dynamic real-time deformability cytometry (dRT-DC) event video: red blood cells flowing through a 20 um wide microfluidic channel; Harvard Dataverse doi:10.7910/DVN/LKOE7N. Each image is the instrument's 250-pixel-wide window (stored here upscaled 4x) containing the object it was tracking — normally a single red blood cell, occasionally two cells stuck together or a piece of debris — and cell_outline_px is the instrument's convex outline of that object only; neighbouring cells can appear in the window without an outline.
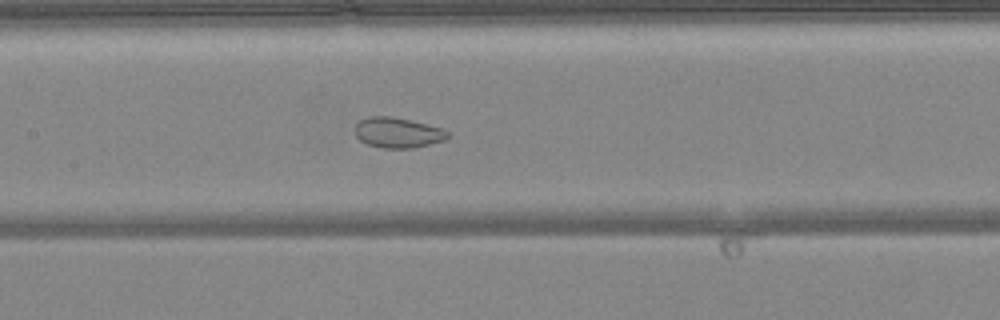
{"species": "common noctule bat (a hibernating species)", "species_latin": "Nyctalus noctula", "temperature_condition": "warm", "stored_images_in_passage": 50, "camera_frame_rate_fps": 3000, "um_per_image_px": 0.085, "animal": {"sex": "female", "body_mass_g": 24.6, "forearm_length_mm": 56.2}, "frame": {"image": 1, "passage_image": 24, "time_ms": 7.667, "image_size_px": [1000, 320], "cell_outline_px": [[448, 140], [412, 148], [380, 148], [368, 144], [360, 140], [356, 136], [356, 124], [360, 120], [368, 116], [388, 116], [408, 120], [444, 128], [448, 132]], "centroid_in_image_um": [33.83, 11.28], "position_along_channel_um": 173.6, "area_um2": 16.36}}
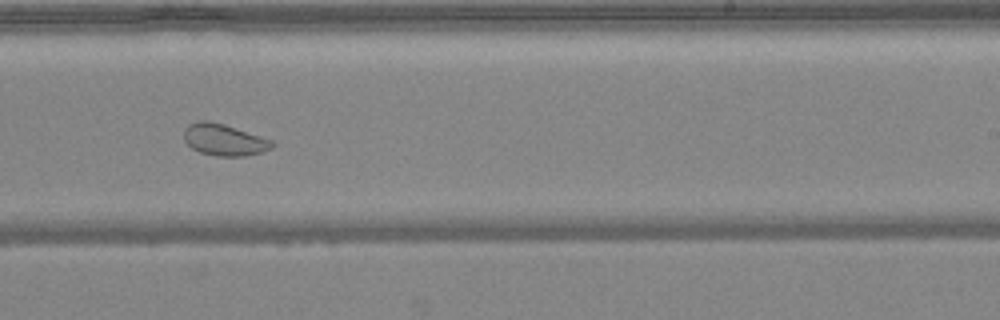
{"frame": {"image": 2, "passage_image": 31, "time_ms": 10.0, "image_size_px": [1000, 320], "cell_outline_px": [[276, 144], [272, 148], [260, 152], [244, 156], [216, 156], [200, 152], [192, 148], [184, 140], [184, 128], [188, 124], [200, 120], [208, 120], [224, 124], [272, 140]], "centroid_in_image_um": [19.03, 11.87], "position_along_channel_um": 270.0, "area_um2": 16.24}}
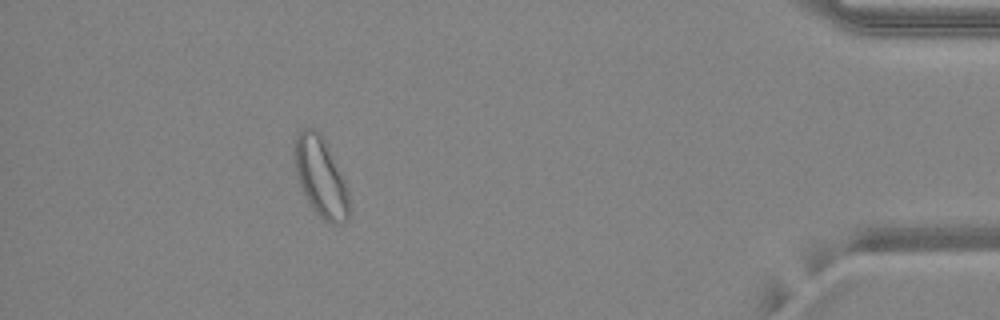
{"frame": {"image": 3, "passage_image": 45, "time_ms": 14.667, "image_size_px": [1000, 320], "cell_outline_px": [[348, 220], [344, 224], [328, 224], [312, 208], [300, 188], [296, 172], [292, 152], [296, 136], [300, 128], [316, 128], [320, 132], [348, 188]], "centroid_in_image_um": [27.22, 15.04], "position_along_channel_um": 408.0, "area_um2": 25.43}, "authors_computed_cell_mechanics": {"area_um2": 23.1778, "velocity_mm_per_s": 4.1512, "shape_relaxation_time_tau1_ms": null, "shape_relaxation_time_tau2_ms": 0.8426, "deformation_change_tau1": null, "deformation_change_tau2": 0.0625}}